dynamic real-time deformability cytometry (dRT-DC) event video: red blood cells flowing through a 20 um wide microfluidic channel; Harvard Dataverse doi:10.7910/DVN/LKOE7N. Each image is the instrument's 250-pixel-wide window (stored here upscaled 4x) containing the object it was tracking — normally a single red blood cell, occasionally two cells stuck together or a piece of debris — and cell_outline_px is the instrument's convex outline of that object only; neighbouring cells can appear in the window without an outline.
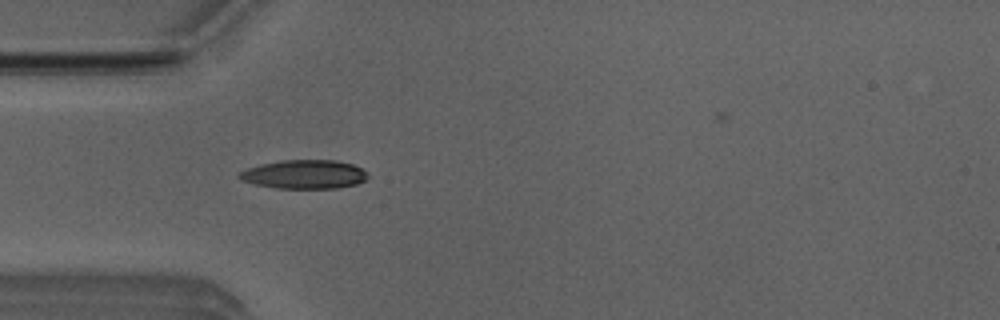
{"species": "Egyptian fruit bat (a non-hibernating species)", "species_latin": "Rousettus aegyptiacus", "temperature_condition": "room temperature", "stored_images_in_passage": 4, "camera_frame_rate_fps": 3000, "um_per_image_px": 0.085, "animal": {"sex": "male"}, "frame": {"image": 1, "passage_image": 4, "time_ms": 1.0, "image_size_px": [1000, 320], "cell_outline_px": [[368, 176], [364, 180], [356, 184], [336, 188], [276, 188], [252, 184], [240, 180], [236, 176], [240, 172], [248, 168], [260, 164], [280, 160], [336, 160], [352, 164], [360, 168]], "centroid_in_image_um": [25.8, 14.82], "position_along_channel_um": 59.2, "area_um2": 21.56}}